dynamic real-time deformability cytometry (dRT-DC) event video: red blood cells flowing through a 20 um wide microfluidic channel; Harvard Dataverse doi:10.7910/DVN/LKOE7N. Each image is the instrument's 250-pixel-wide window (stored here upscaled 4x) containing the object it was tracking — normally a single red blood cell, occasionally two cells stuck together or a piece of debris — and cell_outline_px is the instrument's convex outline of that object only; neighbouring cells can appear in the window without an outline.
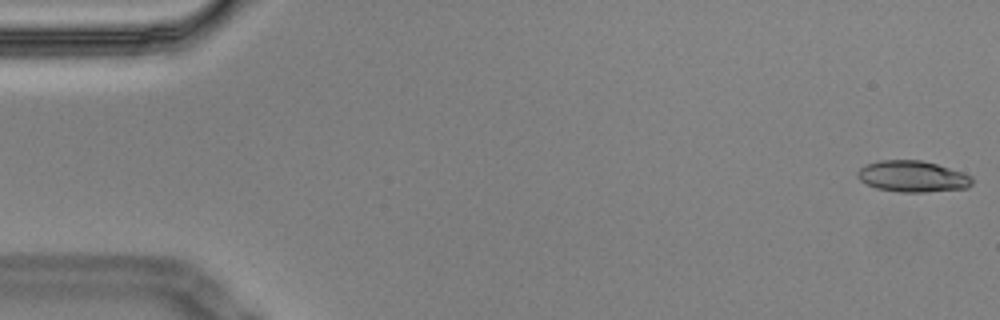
{"species": "Egyptian fruit bat (a non-hibernating species)", "species_latin": "Rousettus aegyptiacus", "temperature_condition": "cold", "stored_images_in_passage": 4, "camera_frame_rate_fps": 3000, "um_per_image_px": 0.085, "animal": {"sex": "male"}, "frame": {"image": 1, "passage_image": 1, "time_ms": 0.0, "image_size_px": [1000, 320], "cell_outline_px": [[972, 184], [968, 188], [924, 192], [900, 192], [876, 188], [860, 180], [856, 176], [856, 172], [860, 168], [868, 164], [880, 160], [920, 160], [936, 164], [972, 176]], "centroid_in_image_um": [77.55, 15.0], "position_along_channel_um": 7.5, "area_um2": 20.69}}